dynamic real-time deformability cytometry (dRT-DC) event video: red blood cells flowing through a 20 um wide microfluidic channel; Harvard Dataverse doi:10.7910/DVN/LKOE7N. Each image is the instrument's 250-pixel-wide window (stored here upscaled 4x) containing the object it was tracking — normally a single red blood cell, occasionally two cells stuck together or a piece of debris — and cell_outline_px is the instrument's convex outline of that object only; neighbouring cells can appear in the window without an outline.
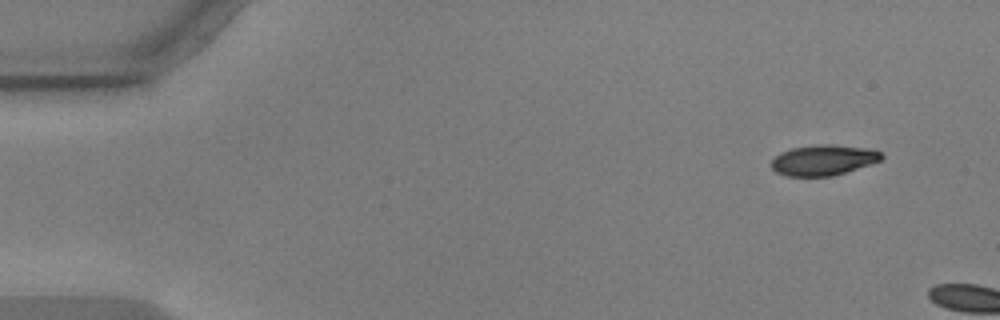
{"species": "common noctule bat (a hibernating species)", "species_latin": "Nyctalus noctula", "temperature_condition": "warm", "stored_images_in_passage": 4, "camera_frame_rate_fps": 3000, "um_per_image_px": 0.085, "animal": {"sex": "male", "body_mass_g": 17.9, "forearm_length_mm": 54.2}, "frame": {"image": 1, "passage_image": 1, "time_ms": 0.0, "image_size_px": [1000, 320], "cell_outline_px": [[884, 156], [880, 160], [832, 176], [788, 176], [776, 172], [772, 168], [772, 160], [780, 152], [792, 148], [816, 144], [832, 144], [868, 148], [880, 152]], "centroid_in_image_um": [69.96, 13.59], "position_along_channel_um": 15.0, "area_um2": 19.36}}